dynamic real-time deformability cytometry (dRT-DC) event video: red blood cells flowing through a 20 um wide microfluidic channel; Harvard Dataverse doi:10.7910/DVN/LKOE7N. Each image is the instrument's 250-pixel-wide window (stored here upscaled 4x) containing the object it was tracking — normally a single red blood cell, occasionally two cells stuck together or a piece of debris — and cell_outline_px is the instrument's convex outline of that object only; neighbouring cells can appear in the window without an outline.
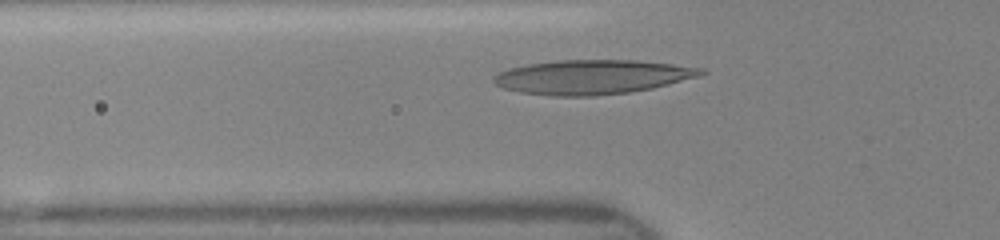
{"species": "human", "species_latin": "Homo sapiens", "temperature_condition": "room temperature", "stored_images_in_passage": 35, "camera_frame_rate_fps": 3000, "um_per_image_px": 0.085, "donor": {"sex": "female"}, "frame": {"image": 1, "passage_image": 6, "time_ms": 1.667, "image_size_px": [1000, 240], "cell_outline_px": [[708, 72], [700, 76], [652, 88], [628, 92], [592, 96], [552, 96], [520, 92], [504, 88], [496, 84], [492, 80], [492, 76], [508, 68], [528, 64], [560, 60], [636, 60], [672, 64], [704, 68]], "centroid_in_image_um": [50.34, 6.54], "position_along_channel_um": 75.5, "area_um2": 41.44}}
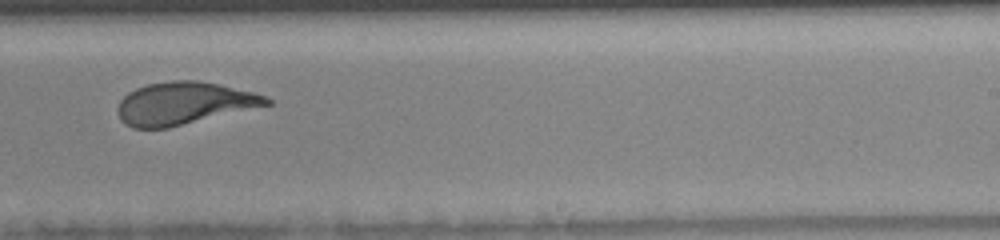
{"frame": {"image": 2, "passage_image": 20, "time_ms": 6.333, "image_size_px": [1000, 240], "cell_outline_px": [[272, 104], [168, 128], [132, 128], [124, 124], [120, 120], [116, 108], [120, 100], [128, 92], [136, 88], [148, 84], [172, 80], [200, 80], [252, 92], [264, 96], [272, 100]], "centroid_in_image_um": [15.59, 8.79], "position_along_channel_um": 273.4, "area_um2": 36.82}}
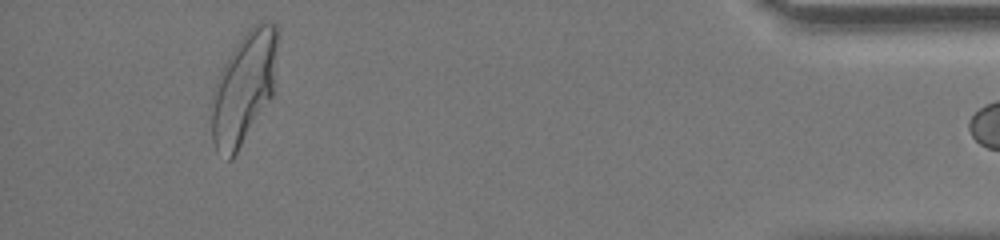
{"frame": {"image": 3, "passage_image": 34, "time_ms": 11.0, "image_size_px": [1000, 240], "cell_outline_px": [[280, 32], [276, 92], [232, 160], [228, 160], [216, 152], [212, 140], [208, 104], [216, 80], [224, 64], [236, 44], [248, 28], [260, 20], [264, 20], [276, 24]], "centroid_in_image_um": [20.76, 7.45], "position_along_channel_um": 414.4, "area_um2": 45.08}}